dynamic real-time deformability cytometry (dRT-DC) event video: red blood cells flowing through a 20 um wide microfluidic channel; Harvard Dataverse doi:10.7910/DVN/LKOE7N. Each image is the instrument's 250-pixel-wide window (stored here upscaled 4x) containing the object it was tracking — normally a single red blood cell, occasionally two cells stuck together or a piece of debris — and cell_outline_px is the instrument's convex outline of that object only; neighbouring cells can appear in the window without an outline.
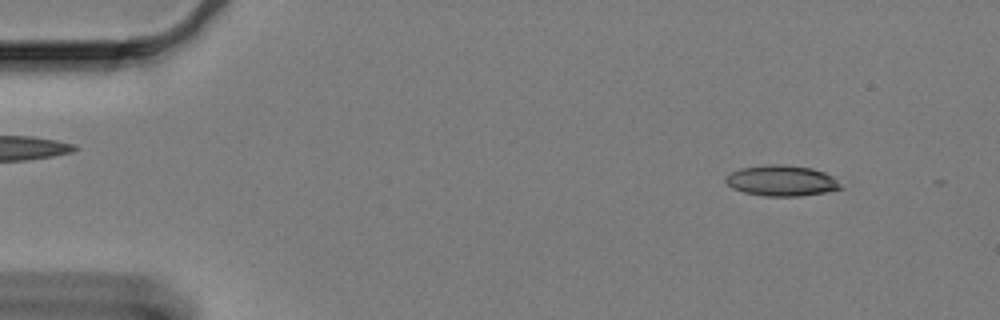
{"species": "Egyptian fruit bat (a non-hibernating species)", "species_latin": "Rousettus aegyptiacus", "temperature_condition": "cold", "stored_images_in_passage": 18, "camera_frame_rate_fps": 3000, "um_per_image_px": 0.085, "animal": {"sex": "female"}, "frame": {"image": 1, "passage_image": 6, "time_ms": 1.667, "image_size_px": [1000, 320], "cell_outline_px": [[844, 188], [824, 192], [800, 196], [764, 196], [744, 192], [732, 188], [724, 180], [732, 172], [740, 168], [768, 164], [784, 164], [812, 168], [824, 172], [832, 176]], "centroid_in_image_um": [66.44, 15.35], "position_along_channel_um": 18.6, "area_um2": 20.52}}
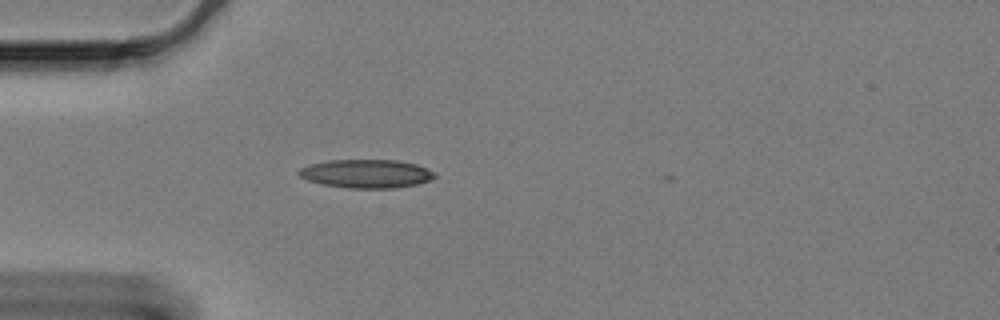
{"frame": {"image": 2, "passage_image": 17, "time_ms": 5.333, "image_size_px": [1000, 320], "cell_outline_px": [[436, 176], [432, 180], [416, 184], [396, 188], [348, 188], [324, 184], [308, 180], [300, 176], [296, 172], [300, 168], [308, 164], [328, 160], [396, 160], [416, 164], [428, 168]], "centroid_in_image_um": [31.13, 14.76], "position_along_channel_um": 53.9, "area_um2": 22.6}}